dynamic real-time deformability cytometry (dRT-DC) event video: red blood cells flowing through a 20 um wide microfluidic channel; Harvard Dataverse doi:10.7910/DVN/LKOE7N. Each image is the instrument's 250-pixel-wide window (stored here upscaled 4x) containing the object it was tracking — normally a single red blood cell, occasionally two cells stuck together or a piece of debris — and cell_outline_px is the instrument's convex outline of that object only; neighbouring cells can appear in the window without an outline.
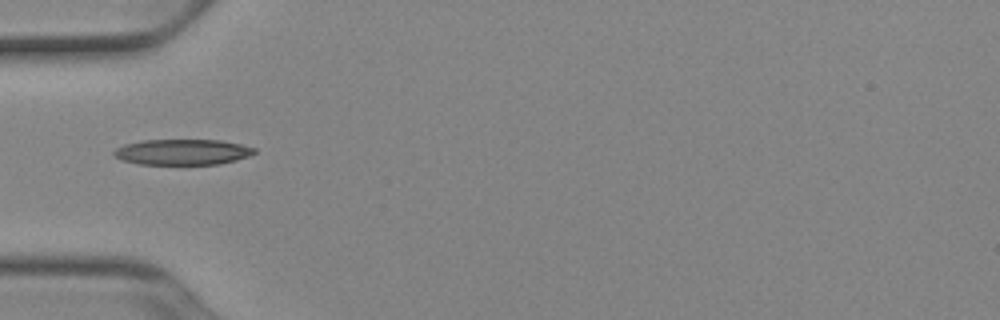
{"species": "Egyptian fruit bat (a non-hibernating species)", "species_latin": "Rousettus aegyptiacus", "temperature_condition": "cold", "stored_images_in_passage": 36, "camera_frame_rate_fps": 3000, "um_per_image_px": 0.085, "animal": {"sex": "female"}, "frame": {"image": 1, "passage_image": 1, "time_ms": 0.0, "image_size_px": [1000, 320], "cell_outline_px": [[256, 152], [248, 156], [236, 160], [220, 164], [140, 164], [120, 160], [112, 152], [116, 148], [124, 144], [144, 140], [220, 140], [240, 144], [256, 148]], "centroid_in_image_um": [15.5, 12.92], "position_along_channel_um": 69.5, "area_um2": 20.98}}
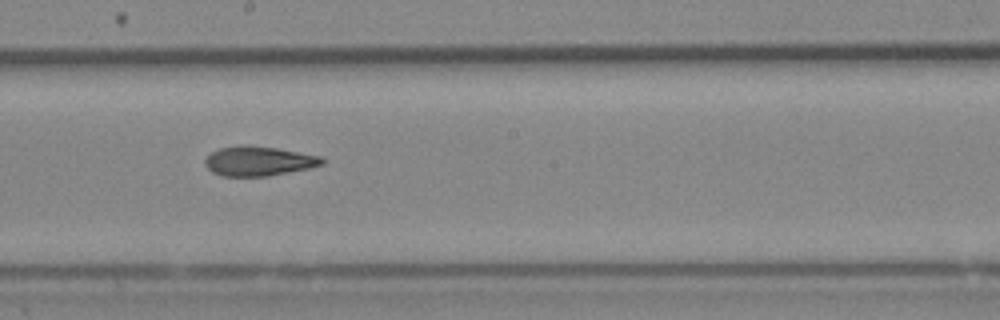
{"frame": {"image": 2, "passage_image": 13, "time_ms": 4.0, "image_size_px": [1000, 320], "cell_outline_px": [[324, 164], [308, 168], [268, 176], [224, 176], [212, 172], [204, 164], [204, 160], [212, 152], [220, 148], [244, 144], [276, 148], [320, 156], [324, 160]], "centroid_in_image_um": [21.96, 13.69], "position_along_channel_um": 226.2, "area_um2": 20.0}}
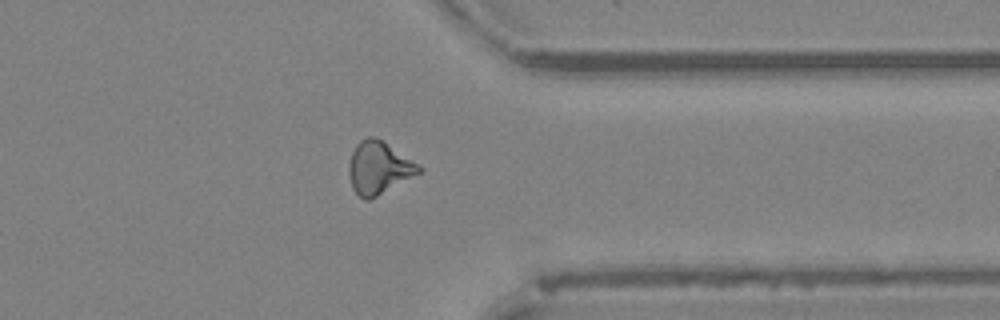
{"frame": {"image": 3, "passage_image": 25, "time_ms": 8.0, "image_size_px": [1000, 320], "cell_outline_px": [[424, 168], [420, 172], [376, 196], [368, 200], [364, 200], [352, 188], [348, 172], [348, 164], [352, 152], [356, 144], [360, 140], [368, 136], [372, 136], [384, 140], [420, 164]], "centroid_in_image_um": [32.19, 14.22], "position_along_channel_um": 379.2, "area_um2": 21.5}, "authors_computed_cell_mechanics": {"area_um2": 20.23, "velocity_mm_per_s": 3.9311, "shape_relaxation_time_tau1_ms": null, "shape_relaxation_time_tau2_ms": 3.9275, "deformation_change_tau1": null, "deformation_change_tau2": 0.1173}}